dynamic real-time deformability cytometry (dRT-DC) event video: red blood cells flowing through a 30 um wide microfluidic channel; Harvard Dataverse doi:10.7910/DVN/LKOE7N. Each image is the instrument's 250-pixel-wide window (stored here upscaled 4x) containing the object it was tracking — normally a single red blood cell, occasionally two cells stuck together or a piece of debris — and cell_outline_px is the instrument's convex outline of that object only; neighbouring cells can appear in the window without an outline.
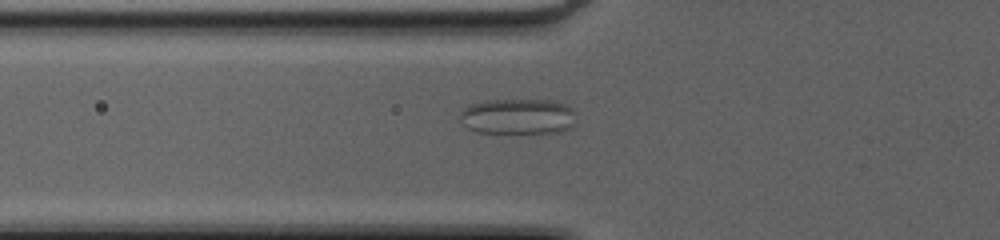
{"species": "common noctule bat (a hibernating species)", "species_latin": "Nyctalus noctula", "temperature_condition": "cold", "stored_images_in_passage": 44, "camera_frame_rate_fps": 3000, "um_per_image_px": 0.085, "animal": {"sex": "female", "body_mass_g": 20.0, "forearm_length_mm": 54.0}, "frame": {"image": 1, "passage_image": 14, "time_ms": 4.333, "image_size_px": [1000, 240], "cell_outline_px": [[572, 124], [568, 128], [560, 132], [476, 132], [468, 128], [460, 120], [460, 112], [468, 104], [488, 100], [552, 100], [568, 104], [572, 108]], "centroid_in_image_um": [43.97, 9.88], "position_along_channel_um": 81.8, "area_um2": 23.87}}
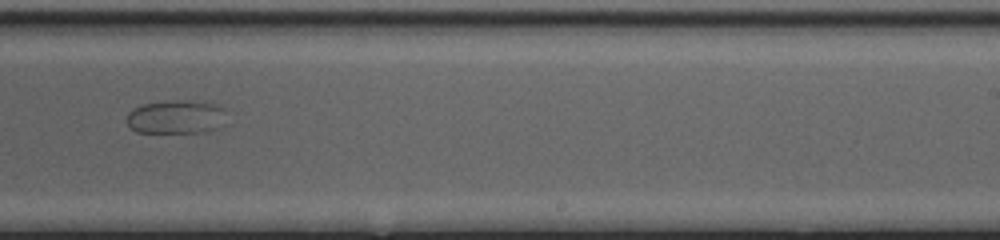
{"frame": {"image": 2, "passage_image": 28, "time_ms": 9.0, "image_size_px": [1000, 240], "cell_outline_px": [[220, 108], [212, 128], [196, 132], [136, 132], [128, 128], [128, 112], [132, 108], [140, 104], [168, 100], [184, 100], [216, 104]], "centroid_in_image_um": [14.68, 9.91], "position_along_channel_um": 274.3, "area_um2": 18.44}}
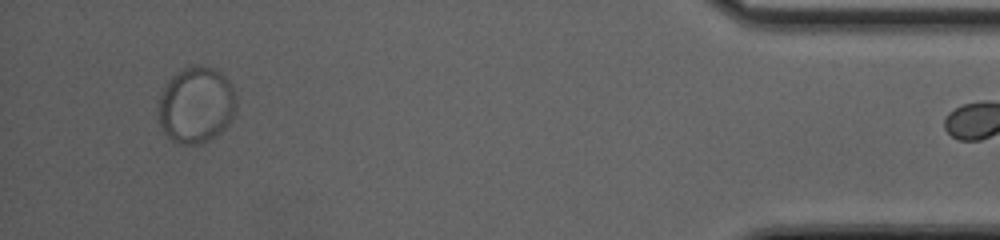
{"frame": {"image": 3, "passage_image": 43, "time_ms": 14.0, "image_size_px": [1000, 240], "cell_outline_px": [[236, 108], [232, 120], [216, 136], [200, 144], [176, 144], [164, 132], [160, 124], [156, 108], [160, 92], [168, 80], [176, 72], [192, 64], [204, 64], [216, 68], [228, 80], [236, 92]], "centroid_in_image_um": [16.66, 8.89], "position_along_channel_um": 418.5, "area_um2": 35.49}}